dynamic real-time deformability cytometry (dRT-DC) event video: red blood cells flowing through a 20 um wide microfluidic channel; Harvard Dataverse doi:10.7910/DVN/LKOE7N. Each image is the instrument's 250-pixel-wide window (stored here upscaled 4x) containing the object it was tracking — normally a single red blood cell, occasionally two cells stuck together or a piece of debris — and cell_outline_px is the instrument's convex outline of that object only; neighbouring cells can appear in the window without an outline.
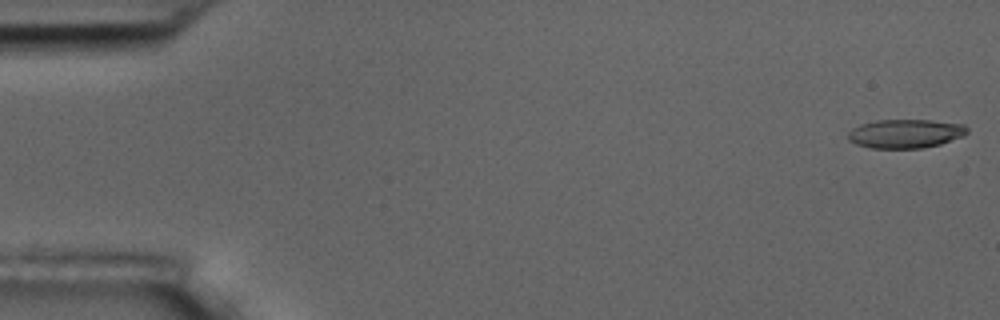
{"species": "common noctule bat (a hibernating species)", "species_latin": "Nyctalus noctula", "temperature_condition": "room temperature", "stored_images_in_passage": 16, "camera_frame_rate_fps": 3000, "um_per_image_px": 0.085, "animal": {"sex": "male", "body_mass_g": 17.5, "forearm_length_mm": 52.3}, "frame": {"image": 1, "passage_image": 1, "time_ms": 0.0, "image_size_px": [1000, 320], "cell_outline_px": [[968, 132], [964, 136], [940, 144], [920, 148], [872, 148], [856, 144], [848, 140], [848, 132], [852, 128], [860, 124], [876, 120], [932, 120], [964, 124], [968, 128]], "centroid_in_image_um": [76.97, 11.35], "position_along_channel_um": 8.0, "area_um2": 20.11}}
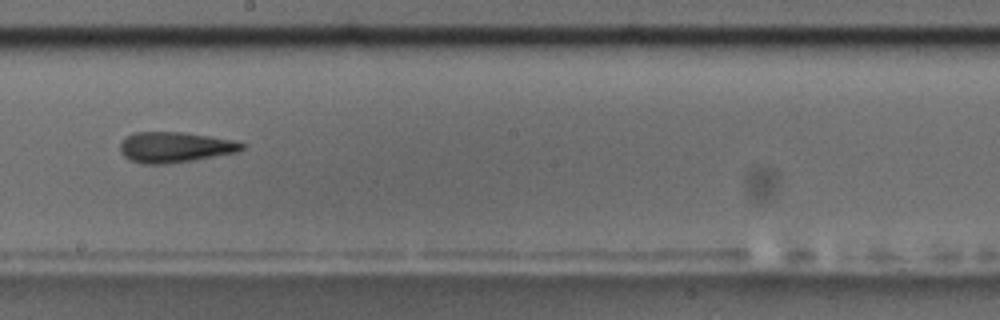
{"frame": {"image": 2, "passage_image": 9, "time_ms": 10.0, "image_size_px": [1000, 320], "cell_outline_px": [[248, 144], [244, 148], [236, 152], [192, 160], [168, 164], [144, 164], [132, 160], [124, 156], [120, 152], [120, 144], [128, 136], [136, 132], [184, 132], [232, 140]], "centroid_in_image_um": [14.87, 12.51], "position_along_channel_um": 233.3, "area_um2": 21.44}}
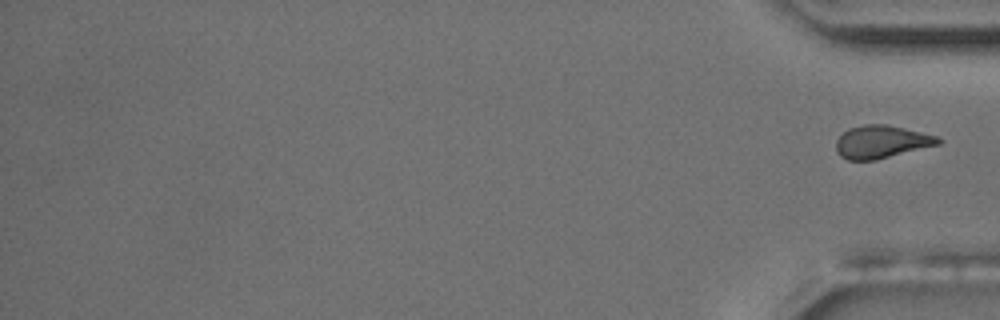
{"frame": {"image": 3, "passage_image": 16, "time_ms": 19.0, "image_size_px": [1000, 320], "cell_outline_px": [[944, 140], [940, 144], [876, 160], [848, 160], [840, 156], [836, 152], [836, 140], [848, 128], [864, 124], [888, 124], [936, 136]], "centroid_in_image_um": [74.91, 12.06], "position_along_channel_um": 360.3, "area_um2": 19.59}}